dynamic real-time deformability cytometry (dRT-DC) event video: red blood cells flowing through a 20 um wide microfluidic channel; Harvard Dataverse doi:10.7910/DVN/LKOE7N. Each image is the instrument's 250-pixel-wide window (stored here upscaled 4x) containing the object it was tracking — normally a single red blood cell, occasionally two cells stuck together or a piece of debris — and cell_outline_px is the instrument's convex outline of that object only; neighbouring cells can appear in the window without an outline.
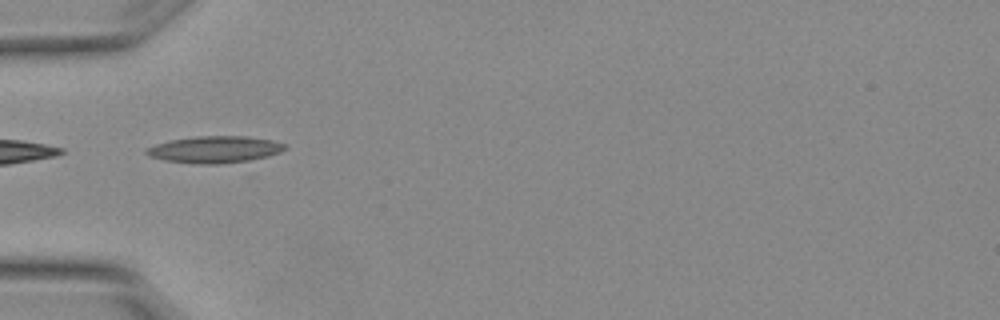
{"species": "Egyptian fruit bat (a non-hibernating species)", "species_latin": "Rousettus aegyptiacus", "temperature_condition": "warm", "stored_images_in_passage": 3, "camera_frame_rate_fps": 3000, "um_per_image_px": 0.085, "animal": {"sex": "female"}, "frame": {"image": 1, "passage_image": 2, "time_ms": 0.333, "image_size_px": [1000, 320], "cell_outline_px": [[288, 148], [280, 152], [268, 156], [248, 160], [220, 164], [192, 164], [164, 160], [148, 156], [144, 152], [144, 148], [156, 144], [172, 140], [196, 136], [244, 136], [272, 140], [284, 144]], "centroid_in_image_um": [18.21, 12.71], "position_along_channel_um": 66.8, "area_um2": 21.68}}
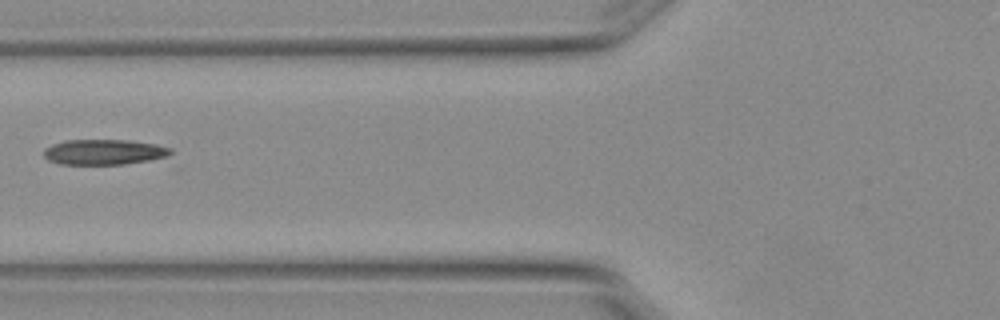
{"frame": {"image": 2, "passage_image": 3, "time_ms": 0.667, "image_size_px": [1000, 320], "cell_outline_px": [[172, 152], [168, 156], [148, 160], [124, 164], [60, 164], [48, 160], [44, 156], [44, 148], [52, 144], [64, 140], [128, 140], [156, 144], [172, 148]], "centroid_in_image_um": [8.83, 12.91], "position_along_channel_um": 117.0, "area_um2": 18.73}}